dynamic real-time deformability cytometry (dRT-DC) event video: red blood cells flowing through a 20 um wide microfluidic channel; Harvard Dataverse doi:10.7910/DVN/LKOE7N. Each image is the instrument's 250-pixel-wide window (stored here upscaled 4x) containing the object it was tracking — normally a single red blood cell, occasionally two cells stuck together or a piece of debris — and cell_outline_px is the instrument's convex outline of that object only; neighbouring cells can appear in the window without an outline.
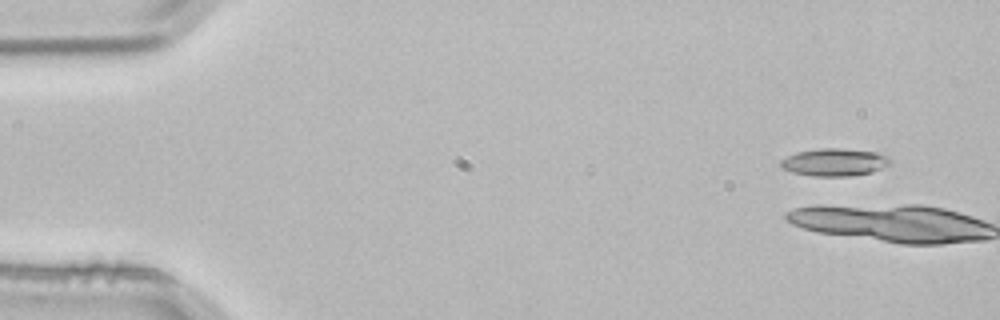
{"species": "common noctule bat (a hibernating species)", "species_latin": "Nyctalus noctula", "temperature_condition": "room temperature", "stored_images_in_passage": 4, "camera_frame_rate_fps": 3000, "um_per_image_px": 0.085, "animal": {"sex": "male", "body_mass_g": 21.5, "forearm_length_mm": 52.0}, "frame": {"image": 1, "passage_image": 1, "time_ms": 0.0, "image_size_px": [1000, 320], "cell_outline_px": [[892, 160], [888, 164], [872, 172], [848, 176], [812, 176], [792, 172], [780, 168], [780, 160], [796, 152], [820, 148], [840, 148], [876, 152], [888, 156]], "centroid_in_image_um": [70.89, 13.78], "position_along_channel_um": 14.1, "area_um2": 17.57}}